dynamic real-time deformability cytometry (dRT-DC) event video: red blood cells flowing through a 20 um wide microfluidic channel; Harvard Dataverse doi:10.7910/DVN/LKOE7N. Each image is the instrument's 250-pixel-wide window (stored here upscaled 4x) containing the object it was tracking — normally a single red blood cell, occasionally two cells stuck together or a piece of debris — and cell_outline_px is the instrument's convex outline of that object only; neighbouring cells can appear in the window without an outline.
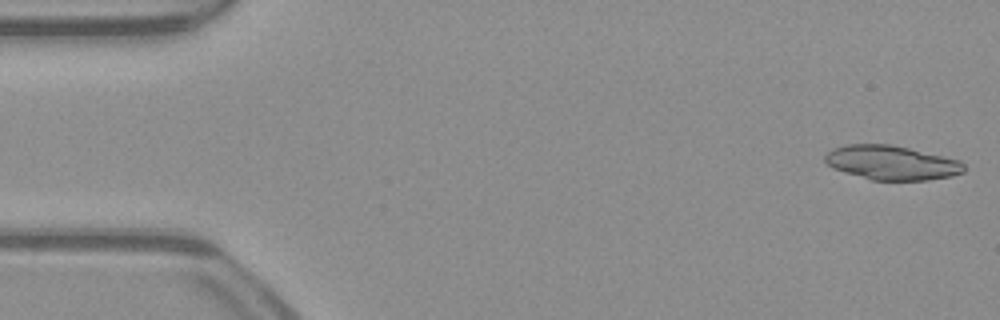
{"species": "common noctule bat (a hibernating species)", "species_latin": "Nyctalus noctula", "temperature_condition": "warm", "stored_images_in_passage": 52, "segment_of_instrument_passage": [1, 2], "camera_frame_rate_fps": 3000, "um_per_image_px": 0.085, "animal": {"sex": "male", "body_mass_g": 23.1, "forearm_length_mm": 52.7}, "frame": {"image": 1, "passage_image": 1, "time_ms": 0.0, "image_size_px": [1000, 320], "cell_outline_px": [[964, 172], [952, 176], [928, 180], [872, 180], [844, 172], [832, 168], [824, 160], [824, 156], [832, 148], [844, 144], [892, 144], [960, 160], [964, 164]], "centroid_in_image_um": [75.77, 13.82], "position_along_channel_um": 9.2, "area_um2": 27.86}}